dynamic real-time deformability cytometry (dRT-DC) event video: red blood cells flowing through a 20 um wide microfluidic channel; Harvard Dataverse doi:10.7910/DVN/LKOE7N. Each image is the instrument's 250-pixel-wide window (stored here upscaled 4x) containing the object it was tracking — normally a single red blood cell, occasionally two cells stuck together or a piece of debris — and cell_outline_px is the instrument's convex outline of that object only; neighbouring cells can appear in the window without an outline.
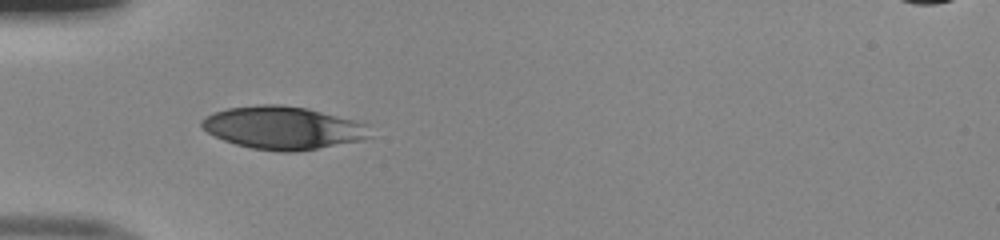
{"species": "human", "species_latin": "Homo sapiens", "temperature_condition": "room temperature", "stored_images_in_passage": 35, "camera_frame_rate_fps": 3000, "um_per_image_px": 0.085, "donor": {"sex": "male"}, "frame": {"image": 1, "passage_image": 1, "time_ms": 0.0, "image_size_px": [1000, 240], "cell_outline_px": [[372, 136], [364, 140], [296, 152], [280, 152], [252, 148], [236, 144], [224, 140], [208, 132], [200, 124], [200, 120], [204, 116], [212, 112], [228, 108], [260, 104], [280, 104], [308, 108], [356, 120], [368, 124]], "centroid_in_image_um": [24.08, 10.86], "position_along_channel_um": 60.9, "area_um2": 42.37}}
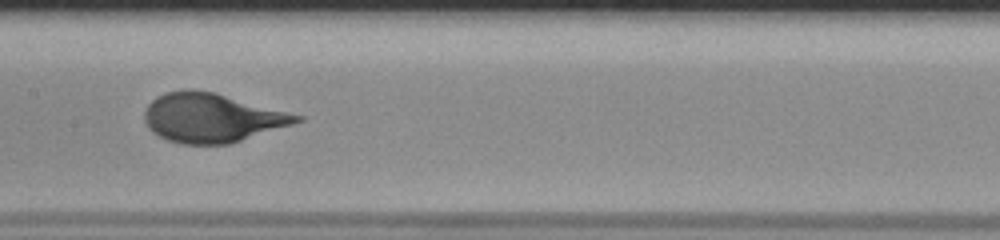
{"frame": {"image": 2, "passage_image": 11, "time_ms": 3.333, "image_size_px": [1000, 240], "cell_outline_px": [[304, 120], [292, 124], [228, 144], [180, 144], [168, 140], [152, 132], [148, 128], [144, 120], [144, 112], [148, 104], [156, 96], [164, 92], [188, 88], [192, 88], [212, 92], [304, 116]], "centroid_in_image_um": [17.95, 10.0], "position_along_channel_um": 189.5, "area_um2": 43.23}}
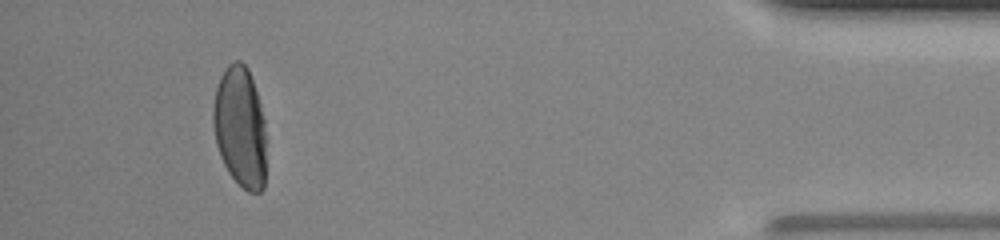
{"frame": {"image": 3, "passage_image": 32, "time_ms": 10.333, "image_size_px": [1000, 240], "cell_outline_px": [[264, 188], [260, 192], [248, 192], [228, 172], [220, 156], [216, 144], [212, 120], [212, 108], [216, 88], [220, 76], [228, 64], [236, 60], [240, 60], [248, 68], [260, 104], [264, 120]], "centroid_in_image_um": [20.38, 10.77], "position_along_channel_um": 414.8, "area_um2": 37.11}, "authors_computed_cell_mechanics": {"area_um2": 42.9454, "velocity_mm_per_s": 4.0106, "shape_relaxation_time_tau1_ms": 4.385, "shape_relaxation_time_tau2_ms": null, "deformation_change_tau1": 0.2012, "deformation_change_tau2": null}}